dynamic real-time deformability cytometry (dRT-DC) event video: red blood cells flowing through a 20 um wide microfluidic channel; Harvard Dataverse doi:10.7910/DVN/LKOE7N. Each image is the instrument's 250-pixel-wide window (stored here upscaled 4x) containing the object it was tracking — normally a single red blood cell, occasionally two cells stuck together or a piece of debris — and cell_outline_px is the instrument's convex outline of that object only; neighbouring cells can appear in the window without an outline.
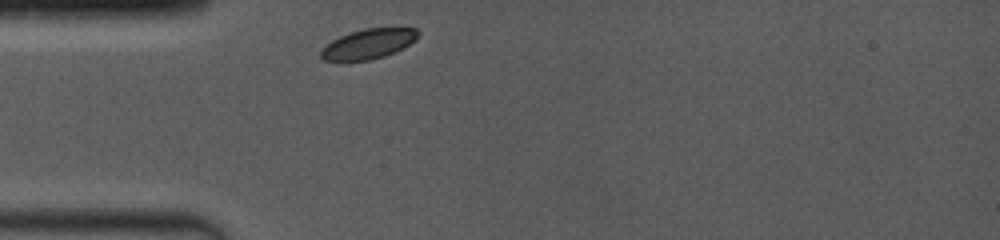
{"species": "common noctule bat (a hibernating species)", "species_latin": "Nyctalus noctula", "temperature_condition": "room temperature", "stored_images_in_passage": 3, "camera_frame_rate_fps": 4000, "um_per_image_px": 0.085, "animal": {"sex": "female", "body_mass_g": 19.0, "forearm_length_mm": 53.3}, "frame": {"image": 1, "passage_image": 1, "time_ms": 0.0, "image_size_px": [1000, 240], "cell_outline_px": [[420, 36], [416, 40], [384, 56], [368, 60], [324, 60], [320, 56], [320, 48], [332, 40], [348, 32], [364, 28], [416, 28], [420, 32]], "centroid_in_image_um": [31.29, 3.71], "position_along_channel_um": 53.7, "area_um2": 16.82}}
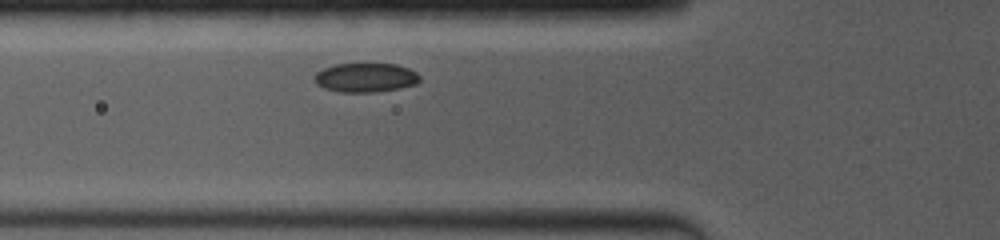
{"frame": {"image": 2, "passage_image": 3, "time_ms": 1.25, "image_size_px": [1000, 240], "cell_outline_px": [[420, 80], [416, 84], [400, 88], [372, 92], [340, 92], [324, 88], [316, 84], [316, 72], [332, 64], [396, 64], [408, 68], [416, 72], [420, 76]], "centroid_in_image_um": [31.08, 6.59], "position_along_channel_um": 94.7, "area_um2": 17.8}}